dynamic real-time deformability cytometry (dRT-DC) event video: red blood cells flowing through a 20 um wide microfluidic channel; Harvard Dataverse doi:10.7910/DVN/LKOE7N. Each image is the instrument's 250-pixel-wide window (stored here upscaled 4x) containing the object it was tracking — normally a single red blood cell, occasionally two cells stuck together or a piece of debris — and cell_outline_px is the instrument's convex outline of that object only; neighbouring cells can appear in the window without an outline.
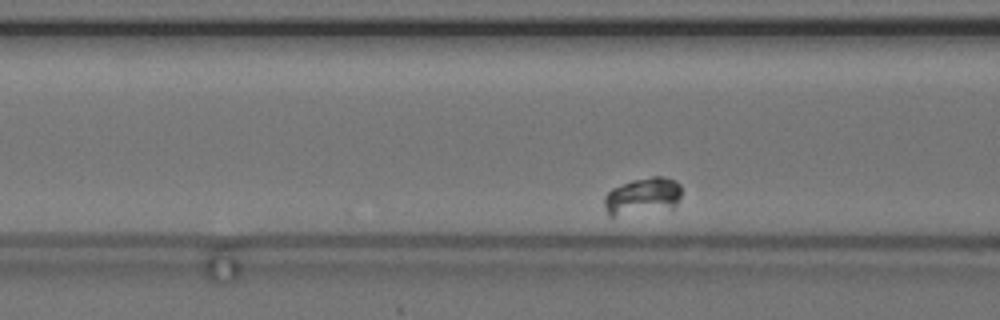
{"species": "common noctule bat (a hibernating species)", "species_latin": "Nyctalus noctula", "temperature_condition": "cold", "stored_images_in_passage": 5, "camera_frame_rate_fps": 3000, "um_per_image_px": 0.085, "animal": {"sex": "female", "body_mass_g": 24.6, "forearm_length_mm": 56.2}, "frame": {"image": 1, "passage_image": 4, "time_ms": 1.0, "image_size_px": [1000, 320], "cell_outline_px": [[680, 196], [676, 204], [672, 208], [612, 216], [608, 216], [604, 208], [604, 196], [612, 188], [632, 180], [652, 176], [664, 176], [676, 180], [680, 184]], "centroid_in_image_um": [54.61, 16.65], "position_along_channel_um": 112.0, "area_um2": 16.65}}